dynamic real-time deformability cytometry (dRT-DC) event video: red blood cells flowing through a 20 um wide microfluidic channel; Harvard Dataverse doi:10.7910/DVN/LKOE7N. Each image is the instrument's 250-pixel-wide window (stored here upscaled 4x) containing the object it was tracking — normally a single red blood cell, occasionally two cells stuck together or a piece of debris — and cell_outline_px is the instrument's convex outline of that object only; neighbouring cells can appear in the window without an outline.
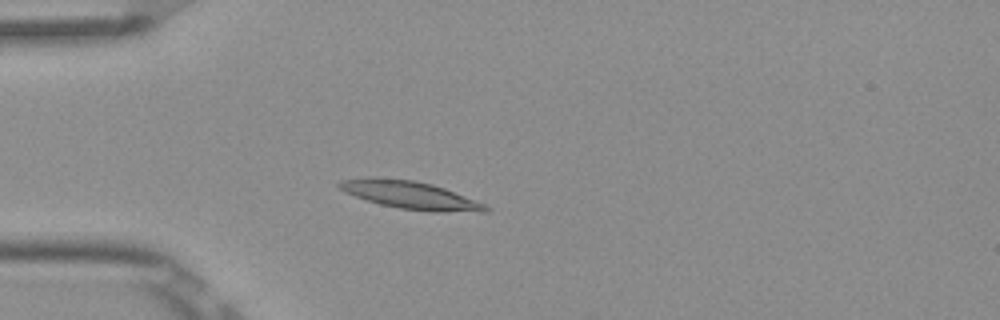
{"species": "Egyptian fruit bat (a non-hibernating species)", "species_latin": "Rousettus aegyptiacus", "temperature_condition": "room temperature", "stored_images_in_passage": 4, "camera_frame_rate_fps": 3000, "um_per_image_px": 0.085, "frame": {"image": 1, "passage_image": 4, "time_ms": 1.0, "image_size_px": [1000, 320], "cell_outline_px": [[492, 208], [488, 212], [428, 212], [400, 208], [380, 204], [344, 192], [336, 184], [340, 180], [368, 176], [376, 176], [412, 180], [432, 184], [444, 188], [476, 200]], "centroid_in_image_um": [34.88, 16.57], "position_along_channel_um": 50.1, "area_um2": 23.99}}